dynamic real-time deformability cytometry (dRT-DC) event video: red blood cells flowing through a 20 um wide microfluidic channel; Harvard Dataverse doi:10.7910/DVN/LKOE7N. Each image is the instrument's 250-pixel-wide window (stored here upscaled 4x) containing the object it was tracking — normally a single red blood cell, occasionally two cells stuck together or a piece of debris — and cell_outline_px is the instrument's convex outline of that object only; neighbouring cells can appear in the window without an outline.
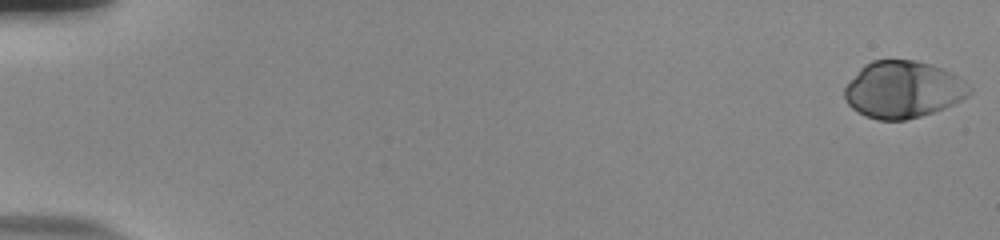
{"species": "human", "species_latin": "Homo sapiens", "temperature_condition": "room temperature", "stored_images_in_passage": 56, "camera_frame_rate_fps": 3000, "um_per_image_px": 0.085, "donor": {"sex": "male"}, "frame": {"image": 1, "passage_image": 1, "time_ms": 0.0, "image_size_px": [1000, 240], "cell_outline_px": [[972, 88], [968, 96], [944, 108], [920, 116], [904, 120], [876, 120], [864, 116], [852, 108], [848, 104], [844, 96], [844, 88], [860, 68], [864, 64], [872, 60], [916, 60], [932, 64], [964, 80]], "centroid_in_image_um": [76.73, 7.61], "position_along_channel_um": 8.3, "area_um2": 41.33}}
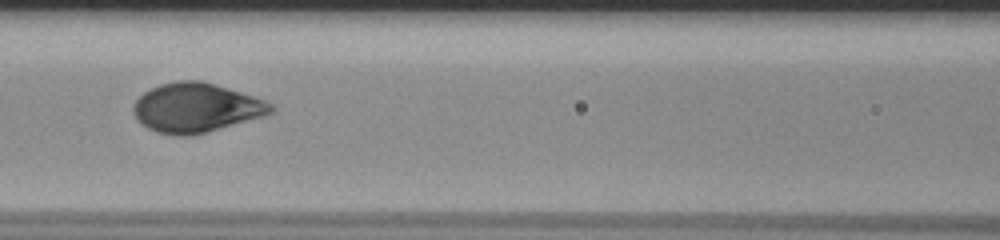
{"frame": {"image": 2, "passage_image": 27, "time_ms": 8.667, "image_size_px": [1000, 240], "cell_outline_px": [[276, 108], [272, 112], [264, 116], [208, 132], [188, 136], [176, 136], [156, 132], [140, 124], [136, 120], [132, 112], [132, 108], [136, 100], [144, 92], [160, 84], [176, 80], [200, 80], [252, 96], [264, 100], [272, 104]], "centroid_in_image_um": [16.63, 9.17], "position_along_channel_um": 150.0, "area_um2": 39.54}}
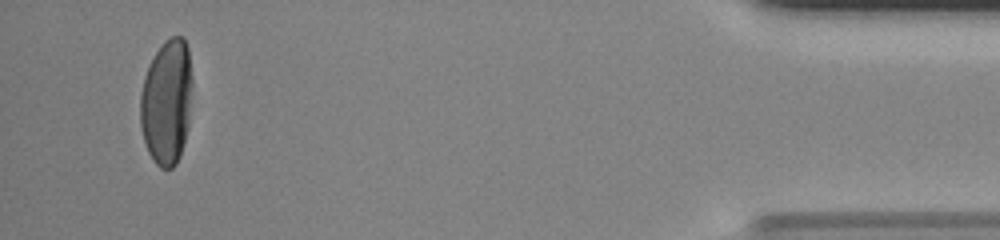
{"frame": {"image": 3, "passage_image": 54, "time_ms": 17.667, "image_size_px": [1000, 240], "cell_outline_px": [[192, 84], [188, 128], [180, 156], [176, 164], [172, 168], [160, 168], [152, 160], [148, 152], [140, 128], [140, 92], [144, 76], [156, 52], [164, 40], [172, 36], [184, 36], [188, 48], [192, 80]], "centroid_in_image_um": [14.16, 8.67], "position_along_channel_um": 421.0, "area_um2": 38.32}, "authors_computed_cell_mechanics": {"area_um2": 39.882, "velocity_mm_per_s": 3.7393, "shape_relaxation_time_tau1_ms": 2.9246, "shape_relaxation_time_tau2_ms": null, "deformation_change_tau1": 0.1665, "deformation_change_tau2": null}}